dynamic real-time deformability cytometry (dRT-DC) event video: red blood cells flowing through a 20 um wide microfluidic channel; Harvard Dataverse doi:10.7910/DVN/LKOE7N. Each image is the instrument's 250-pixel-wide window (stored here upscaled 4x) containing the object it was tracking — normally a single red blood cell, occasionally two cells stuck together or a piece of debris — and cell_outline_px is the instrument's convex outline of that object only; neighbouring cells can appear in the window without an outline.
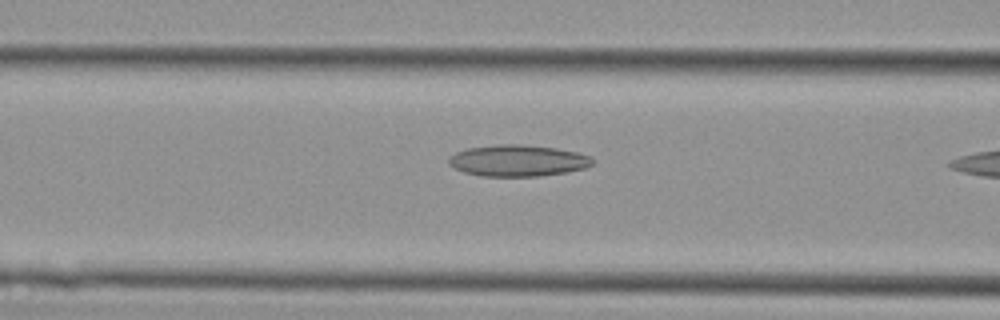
{"species": "Egyptian fruit bat (a non-hibernating species)", "species_latin": "Rousettus aegyptiacus", "temperature_condition": "cold", "stored_images_in_passage": 12, "camera_frame_rate_fps": 3000, "um_per_image_px": 0.085, "animal": {"sex": "female"}, "frame": {"image": 1, "passage_image": 10, "time_ms": 3.0, "image_size_px": [1000, 320], "cell_outline_px": [[596, 160], [592, 164], [584, 168], [564, 172], [540, 176], [480, 176], [464, 172], [448, 164], [448, 156], [456, 152], [468, 148], [500, 144], [520, 144], [556, 148], [576, 152], [592, 156]], "centroid_in_image_um": [44.01, 13.65], "position_along_channel_um": 122.6, "area_um2": 26.36}}